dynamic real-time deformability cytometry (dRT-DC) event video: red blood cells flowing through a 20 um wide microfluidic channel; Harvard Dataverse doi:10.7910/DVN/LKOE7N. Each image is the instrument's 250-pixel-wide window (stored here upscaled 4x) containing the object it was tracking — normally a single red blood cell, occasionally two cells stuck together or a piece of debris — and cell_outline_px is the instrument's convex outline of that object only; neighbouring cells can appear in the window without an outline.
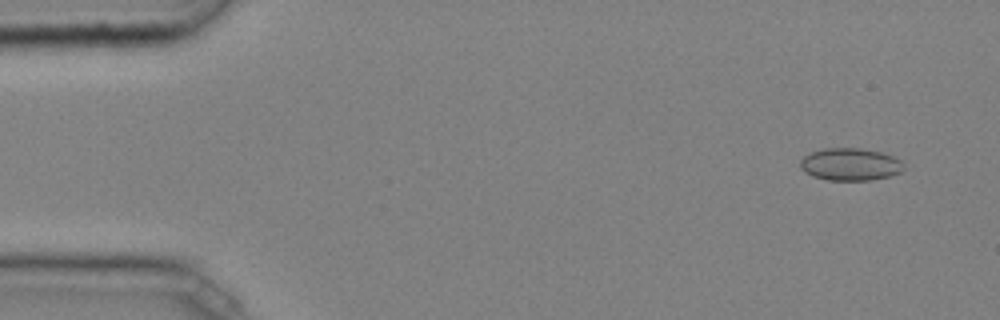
{"species": "common noctule bat (a hibernating species)", "species_latin": "Nyctalus noctula", "temperature_condition": "cold", "stored_images_in_passage": 11, "camera_frame_rate_fps": 3000, "um_per_image_px": 0.085, "animal": {"sex": "male", "body_mass_g": 20.4}, "frame": {"image": 1, "passage_image": 4, "time_ms": 1.0, "image_size_px": [1000, 320], "cell_outline_px": [[904, 168], [900, 172], [888, 176], [872, 180], [828, 180], [812, 176], [804, 172], [800, 168], [800, 160], [804, 156], [812, 152], [824, 148], [860, 148], [884, 152], [900, 160], [904, 164]], "centroid_in_image_um": [72.26, 13.96], "position_along_channel_um": 12.7, "area_um2": 19.65}}